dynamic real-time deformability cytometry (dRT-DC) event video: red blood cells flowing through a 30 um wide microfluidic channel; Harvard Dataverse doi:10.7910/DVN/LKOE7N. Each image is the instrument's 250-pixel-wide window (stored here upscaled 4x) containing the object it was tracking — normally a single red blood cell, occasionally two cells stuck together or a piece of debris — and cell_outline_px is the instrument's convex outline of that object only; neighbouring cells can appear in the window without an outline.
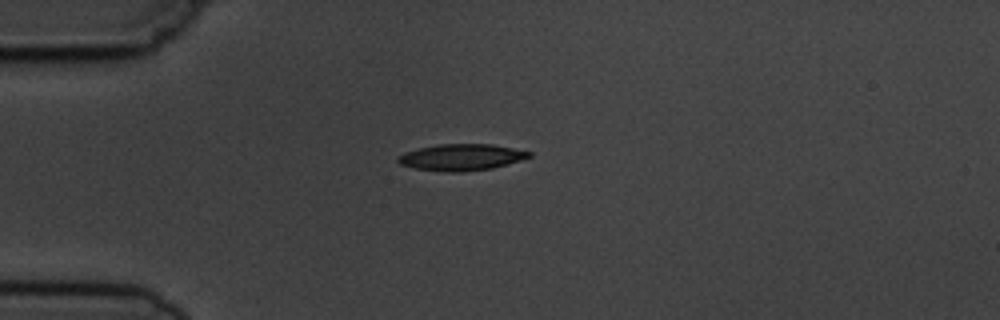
{"species": "common noctule bat (a hibernating species)", "species_latin": "Nyctalus noctula", "temperature_condition": "cold", "stored_images_in_passage": 3, "camera_frame_rate_fps": 3000, "um_per_image_px": 0.085, "animal": {"sex": "male", "body_mass_g": 19.5, "forearm_length_mm": 54.6}, "frame": {"image": 1, "passage_image": 1, "time_ms": 0.0, "image_size_px": [1000, 320], "cell_outline_px": [[532, 156], [508, 164], [492, 168], [460, 172], [448, 172], [416, 168], [400, 164], [396, 160], [396, 156], [404, 152], [420, 148], [440, 144], [492, 144], [532, 152]], "centroid_in_image_um": [39.2, 13.36], "position_along_channel_um": 45.8, "area_um2": 20.11}}
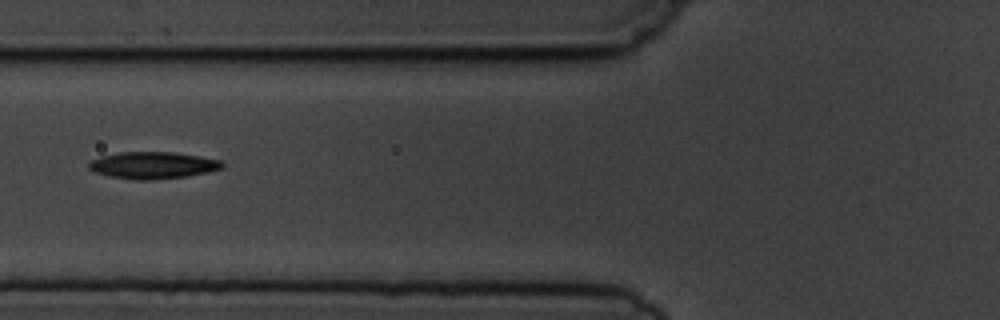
{"frame": {"image": 2, "passage_image": 3, "time_ms": 2.333, "image_size_px": [1000, 320], "cell_outline_px": [[224, 168], [208, 172], [184, 176], [152, 180], [136, 180], [112, 176], [92, 172], [88, 168], [88, 164], [92, 160], [100, 156], [120, 152], [172, 152], [200, 156], [220, 160], [224, 164]], "centroid_in_image_um": [12.98, 14.04], "position_along_channel_um": 112.8, "area_um2": 20.87}}